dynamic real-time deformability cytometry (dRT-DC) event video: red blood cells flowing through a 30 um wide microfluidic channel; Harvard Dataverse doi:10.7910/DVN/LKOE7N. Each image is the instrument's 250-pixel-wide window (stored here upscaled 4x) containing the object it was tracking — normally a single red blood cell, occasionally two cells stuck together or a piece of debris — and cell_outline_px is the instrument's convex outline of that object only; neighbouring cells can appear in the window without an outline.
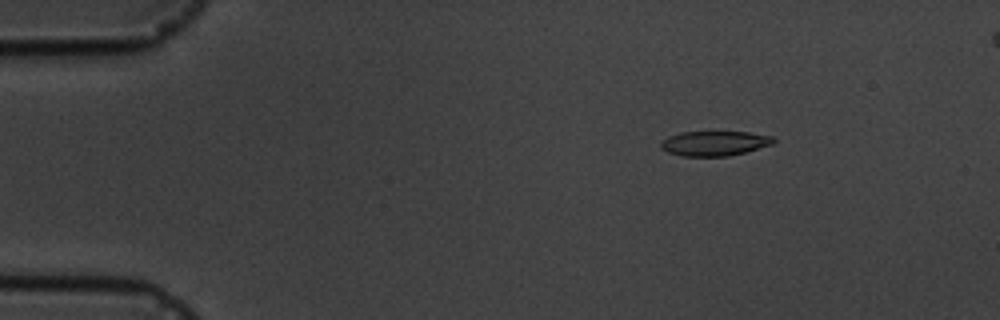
{"species": "common noctule bat (a hibernating species)", "species_latin": "Nyctalus noctula", "temperature_condition": "cold", "stored_images_in_passage": 6, "camera_frame_rate_fps": 3000, "um_per_image_px": 0.085, "animal": {"sex": "male", "body_mass_g": 19.5, "forearm_length_mm": 54.6}, "frame": {"image": 1, "passage_image": 3, "time_ms": 2.333, "image_size_px": [1000, 320], "cell_outline_px": [[776, 140], [772, 144], [744, 152], [728, 156], [684, 156], [668, 152], [660, 148], [660, 144], [668, 136], [680, 132], [748, 132], [772, 136]], "centroid_in_image_um": [60.72, 12.18], "position_along_channel_um": 24.3, "area_um2": 16.13}}